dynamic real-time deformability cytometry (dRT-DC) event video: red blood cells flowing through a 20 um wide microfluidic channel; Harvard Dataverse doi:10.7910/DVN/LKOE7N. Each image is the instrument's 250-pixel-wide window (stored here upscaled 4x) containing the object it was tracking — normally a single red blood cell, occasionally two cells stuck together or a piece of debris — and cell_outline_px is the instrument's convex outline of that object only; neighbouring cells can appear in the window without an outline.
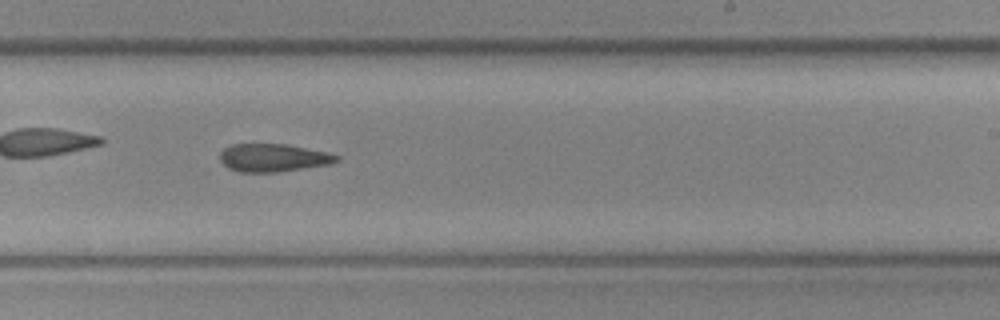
{"species": "common noctule bat (a hibernating species)", "species_latin": "Nyctalus noctula", "temperature_condition": "cold", "stored_images_in_passage": 31, "camera_frame_rate_fps": 3000, "um_per_image_px": 0.085, "animal": {"sex": "female", "body_mass_g": 19.3, "forearm_length_mm": 54.1}, "frame": {"image": 1, "passage_image": 19, "time_ms": 6.0, "image_size_px": [1000, 320], "cell_outline_px": [[340, 160], [328, 164], [276, 172], [240, 172], [228, 168], [220, 160], [220, 152], [224, 148], [232, 144], [284, 144], [328, 152], [340, 156]], "centroid_in_image_um": [23.2, 13.4], "position_along_channel_um": 265.8, "area_um2": 18.84}}